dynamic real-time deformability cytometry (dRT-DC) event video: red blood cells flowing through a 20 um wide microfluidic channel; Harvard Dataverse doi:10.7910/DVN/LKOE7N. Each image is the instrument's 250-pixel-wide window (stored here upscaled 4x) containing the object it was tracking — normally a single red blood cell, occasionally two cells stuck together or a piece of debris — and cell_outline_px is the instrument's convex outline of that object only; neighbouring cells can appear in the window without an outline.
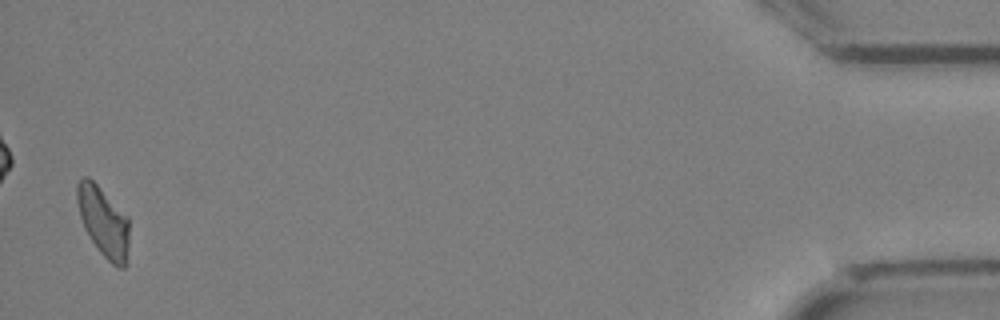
{"species": "Egyptian fruit bat (a non-hibernating species)", "species_latin": "Rousettus aegyptiacus", "temperature_condition": "cold", "stored_images_in_passage": 31, "camera_frame_rate_fps": 3000, "um_per_image_px": 0.085, "animal": {"sex": "female"}, "frame": {"image": 1, "passage_image": 31, "time_ms": 10.0, "image_size_px": [1000, 320], "cell_outline_px": [[128, 264], [124, 268], [116, 268], [100, 252], [84, 228], [80, 216], [76, 200], [76, 184], [84, 176], [88, 176], [128, 216]], "centroid_in_image_um": [8.8, 18.87], "position_along_channel_um": 426.4, "area_um2": 21.27}}